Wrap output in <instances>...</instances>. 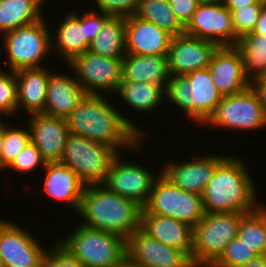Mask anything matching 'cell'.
Returning <instances> with one entry per match:
<instances>
[{"mask_svg": "<svg viewBox=\"0 0 266 267\" xmlns=\"http://www.w3.org/2000/svg\"><path fill=\"white\" fill-rule=\"evenodd\" d=\"M9 72V73H8ZM18 92L15 71L0 70V117L17 114ZM3 114V115H2ZM1 119V118H0Z\"/></svg>", "mask_w": 266, "mask_h": 267, "instance_id": "obj_34", "label": "cell"}, {"mask_svg": "<svg viewBox=\"0 0 266 267\" xmlns=\"http://www.w3.org/2000/svg\"><path fill=\"white\" fill-rule=\"evenodd\" d=\"M236 47L243 58L244 74L251 82L266 76V35H246Z\"/></svg>", "mask_w": 266, "mask_h": 267, "instance_id": "obj_31", "label": "cell"}, {"mask_svg": "<svg viewBox=\"0 0 266 267\" xmlns=\"http://www.w3.org/2000/svg\"><path fill=\"white\" fill-rule=\"evenodd\" d=\"M85 95V91L78 83L73 72H70V75H64V73L53 71L50 75L45 110L42 114L66 119Z\"/></svg>", "mask_w": 266, "mask_h": 267, "instance_id": "obj_22", "label": "cell"}, {"mask_svg": "<svg viewBox=\"0 0 266 267\" xmlns=\"http://www.w3.org/2000/svg\"><path fill=\"white\" fill-rule=\"evenodd\" d=\"M4 121L3 151L0 159V171L6 170L21 150L31 141L30 129L22 126H12Z\"/></svg>", "mask_w": 266, "mask_h": 267, "instance_id": "obj_33", "label": "cell"}, {"mask_svg": "<svg viewBox=\"0 0 266 267\" xmlns=\"http://www.w3.org/2000/svg\"><path fill=\"white\" fill-rule=\"evenodd\" d=\"M199 4H213L222 0H197Z\"/></svg>", "mask_w": 266, "mask_h": 267, "instance_id": "obj_49", "label": "cell"}, {"mask_svg": "<svg viewBox=\"0 0 266 267\" xmlns=\"http://www.w3.org/2000/svg\"><path fill=\"white\" fill-rule=\"evenodd\" d=\"M141 229L159 242L192 257L193 228L188 224L167 216L141 214Z\"/></svg>", "mask_w": 266, "mask_h": 267, "instance_id": "obj_23", "label": "cell"}, {"mask_svg": "<svg viewBox=\"0 0 266 267\" xmlns=\"http://www.w3.org/2000/svg\"><path fill=\"white\" fill-rule=\"evenodd\" d=\"M118 152L111 147L69 134L60 163L70 167L85 185L103 184Z\"/></svg>", "mask_w": 266, "mask_h": 267, "instance_id": "obj_7", "label": "cell"}, {"mask_svg": "<svg viewBox=\"0 0 266 267\" xmlns=\"http://www.w3.org/2000/svg\"><path fill=\"white\" fill-rule=\"evenodd\" d=\"M20 226L0 219L2 267H41L46 248Z\"/></svg>", "mask_w": 266, "mask_h": 267, "instance_id": "obj_12", "label": "cell"}, {"mask_svg": "<svg viewBox=\"0 0 266 267\" xmlns=\"http://www.w3.org/2000/svg\"><path fill=\"white\" fill-rule=\"evenodd\" d=\"M225 155L206 153L185 162L170 160L161 167L162 174L179 188L202 195L217 167L228 156Z\"/></svg>", "mask_w": 266, "mask_h": 267, "instance_id": "obj_15", "label": "cell"}, {"mask_svg": "<svg viewBox=\"0 0 266 267\" xmlns=\"http://www.w3.org/2000/svg\"><path fill=\"white\" fill-rule=\"evenodd\" d=\"M191 86L183 76H171L167 84L165 95L169 102H172L177 108L191 120Z\"/></svg>", "mask_w": 266, "mask_h": 267, "instance_id": "obj_37", "label": "cell"}, {"mask_svg": "<svg viewBox=\"0 0 266 267\" xmlns=\"http://www.w3.org/2000/svg\"><path fill=\"white\" fill-rule=\"evenodd\" d=\"M0 267H2L1 253H0Z\"/></svg>", "mask_w": 266, "mask_h": 267, "instance_id": "obj_50", "label": "cell"}, {"mask_svg": "<svg viewBox=\"0 0 266 267\" xmlns=\"http://www.w3.org/2000/svg\"><path fill=\"white\" fill-rule=\"evenodd\" d=\"M28 118L26 124L30 129L31 142L47 162H59L70 134L66 119L42 113L32 114Z\"/></svg>", "mask_w": 266, "mask_h": 267, "instance_id": "obj_18", "label": "cell"}, {"mask_svg": "<svg viewBox=\"0 0 266 267\" xmlns=\"http://www.w3.org/2000/svg\"><path fill=\"white\" fill-rule=\"evenodd\" d=\"M176 18L186 27L191 21L193 13L196 11L199 3L197 0H169Z\"/></svg>", "mask_w": 266, "mask_h": 267, "instance_id": "obj_41", "label": "cell"}, {"mask_svg": "<svg viewBox=\"0 0 266 267\" xmlns=\"http://www.w3.org/2000/svg\"><path fill=\"white\" fill-rule=\"evenodd\" d=\"M139 2L140 0H94L99 12L110 17L123 18L135 15Z\"/></svg>", "mask_w": 266, "mask_h": 267, "instance_id": "obj_40", "label": "cell"}, {"mask_svg": "<svg viewBox=\"0 0 266 267\" xmlns=\"http://www.w3.org/2000/svg\"><path fill=\"white\" fill-rule=\"evenodd\" d=\"M44 20L43 18L1 35L9 64L8 70L44 67V58H48V54L53 53L51 32Z\"/></svg>", "mask_w": 266, "mask_h": 267, "instance_id": "obj_6", "label": "cell"}, {"mask_svg": "<svg viewBox=\"0 0 266 267\" xmlns=\"http://www.w3.org/2000/svg\"><path fill=\"white\" fill-rule=\"evenodd\" d=\"M185 34L222 46H235V31L231 12L223 2L199 4Z\"/></svg>", "mask_w": 266, "mask_h": 267, "instance_id": "obj_14", "label": "cell"}, {"mask_svg": "<svg viewBox=\"0 0 266 267\" xmlns=\"http://www.w3.org/2000/svg\"><path fill=\"white\" fill-rule=\"evenodd\" d=\"M126 252L127 259L140 267H195L184 251L159 242L141 228L126 239Z\"/></svg>", "mask_w": 266, "mask_h": 267, "instance_id": "obj_13", "label": "cell"}, {"mask_svg": "<svg viewBox=\"0 0 266 267\" xmlns=\"http://www.w3.org/2000/svg\"><path fill=\"white\" fill-rule=\"evenodd\" d=\"M266 35V4L262 7L255 29L248 35Z\"/></svg>", "mask_w": 266, "mask_h": 267, "instance_id": "obj_45", "label": "cell"}, {"mask_svg": "<svg viewBox=\"0 0 266 267\" xmlns=\"http://www.w3.org/2000/svg\"><path fill=\"white\" fill-rule=\"evenodd\" d=\"M18 92V113L26 110L28 116L45 110L47 87L52 71L50 68H31L15 71ZM23 107V108H22Z\"/></svg>", "mask_w": 266, "mask_h": 267, "instance_id": "obj_25", "label": "cell"}, {"mask_svg": "<svg viewBox=\"0 0 266 267\" xmlns=\"http://www.w3.org/2000/svg\"><path fill=\"white\" fill-rule=\"evenodd\" d=\"M116 267H140L138 265L133 264L132 262H130L127 258L118 266Z\"/></svg>", "mask_w": 266, "mask_h": 267, "instance_id": "obj_48", "label": "cell"}, {"mask_svg": "<svg viewBox=\"0 0 266 267\" xmlns=\"http://www.w3.org/2000/svg\"><path fill=\"white\" fill-rule=\"evenodd\" d=\"M58 241L83 267H116L127 258L126 239L82 224Z\"/></svg>", "mask_w": 266, "mask_h": 267, "instance_id": "obj_4", "label": "cell"}, {"mask_svg": "<svg viewBox=\"0 0 266 267\" xmlns=\"http://www.w3.org/2000/svg\"><path fill=\"white\" fill-rule=\"evenodd\" d=\"M141 214L171 217L194 228L204 216L202 196L179 188L161 173Z\"/></svg>", "mask_w": 266, "mask_h": 267, "instance_id": "obj_8", "label": "cell"}, {"mask_svg": "<svg viewBox=\"0 0 266 267\" xmlns=\"http://www.w3.org/2000/svg\"><path fill=\"white\" fill-rule=\"evenodd\" d=\"M206 125L223 130H260L266 127V111L256 93L249 87L241 93L223 96L202 127Z\"/></svg>", "mask_w": 266, "mask_h": 267, "instance_id": "obj_9", "label": "cell"}, {"mask_svg": "<svg viewBox=\"0 0 266 267\" xmlns=\"http://www.w3.org/2000/svg\"><path fill=\"white\" fill-rule=\"evenodd\" d=\"M55 240L57 241L55 247L46 250L41 267H83L58 239Z\"/></svg>", "mask_w": 266, "mask_h": 267, "instance_id": "obj_39", "label": "cell"}, {"mask_svg": "<svg viewBox=\"0 0 266 267\" xmlns=\"http://www.w3.org/2000/svg\"><path fill=\"white\" fill-rule=\"evenodd\" d=\"M224 6L231 12L232 10L244 8L253 4H266V0H222Z\"/></svg>", "mask_w": 266, "mask_h": 267, "instance_id": "obj_44", "label": "cell"}, {"mask_svg": "<svg viewBox=\"0 0 266 267\" xmlns=\"http://www.w3.org/2000/svg\"><path fill=\"white\" fill-rule=\"evenodd\" d=\"M43 191L49 198L69 205L78 211L85 184L67 165L60 162H47L44 168Z\"/></svg>", "mask_w": 266, "mask_h": 267, "instance_id": "obj_20", "label": "cell"}, {"mask_svg": "<svg viewBox=\"0 0 266 267\" xmlns=\"http://www.w3.org/2000/svg\"><path fill=\"white\" fill-rule=\"evenodd\" d=\"M115 95L128 104L131 110H136L141 113L155 112L159 104L162 105L166 98L165 90L154 84L143 82L121 81Z\"/></svg>", "mask_w": 266, "mask_h": 267, "instance_id": "obj_28", "label": "cell"}, {"mask_svg": "<svg viewBox=\"0 0 266 267\" xmlns=\"http://www.w3.org/2000/svg\"><path fill=\"white\" fill-rule=\"evenodd\" d=\"M3 141H4V119H0V159L3 151Z\"/></svg>", "mask_w": 266, "mask_h": 267, "instance_id": "obj_47", "label": "cell"}, {"mask_svg": "<svg viewBox=\"0 0 266 267\" xmlns=\"http://www.w3.org/2000/svg\"><path fill=\"white\" fill-rule=\"evenodd\" d=\"M66 66L86 95L116 94L122 81V58L105 57L87 50Z\"/></svg>", "mask_w": 266, "mask_h": 267, "instance_id": "obj_10", "label": "cell"}, {"mask_svg": "<svg viewBox=\"0 0 266 267\" xmlns=\"http://www.w3.org/2000/svg\"><path fill=\"white\" fill-rule=\"evenodd\" d=\"M191 86V120L202 126L214 113L223 96L212 80L208 68L183 76Z\"/></svg>", "mask_w": 266, "mask_h": 267, "instance_id": "obj_26", "label": "cell"}, {"mask_svg": "<svg viewBox=\"0 0 266 267\" xmlns=\"http://www.w3.org/2000/svg\"><path fill=\"white\" fill-rule=\"evenodd\" d=\"M265 4H253L231 11L235 31V46L242 37L251 34L255 29L262 7Z\"/></svg>", "mask_w": 266, "mask_h": 267, "instance_id": "obj_36", "label": "cell"}, {"mask_svg": "<svg viewBox=\"0 0 266 267\" xmlns=\"http://www.w3.org/2000/svg\"><path fill=\"white\" fill-rule=\"evenodd\" d=\"M257 256L258 254L255 250L236 237L231 240L221 256L210 267H235L244 265Z\"/></svg>", "mask_w": 266, "mask_h": 267, "instance_id": "obj_35", "label": "cell"}, {"mask_svg": "<svg viewBox=\"0 0 266 267\" xmlns=\"http://www.w3.org/2000/svg\"><path fill=\"white\" fill-rule=\"evenodd\" d=\"M241 157L228 155L217 167L202 196L204 213L254 212L257 186Z\"/></svg>", "mask_w": 266, "mask_h": 267, "instance_id": "obj_2", "label": "cell"}, {"mask_svg": "<svg viewBox=\"0 0 266 267\" xmlns=\"http://www.w3.org/2000/svg\"><path fill=\"white\" fill-rule=\"evenodd\" d=\"M250 87L256 93L258 100L266 111V76L252 80Z\"/></svg>", "mask_w": 266, "mask_h": 267, "instance_id": "obj_43", "label": "cell"}, {"mask_svg": "<svg viewBox=\"0 0 266 267\" xmlns=\"http://www.w3.org/2000/svg\"><path fill=\"white\" fill-rule=\"evenodd\" d=\"M123 153L113 159L103 185L120 196L129 198L144 207L148 202L156 176L141 164L123 160ZM155 175V176H154Z\"/></svg>", "mask_w": 266, "mask_h": 267, "instance_id": "obj_11", "label": "cell"}, {"mask_svg": "<svg viewBox=\"0 0 266 267\" xmlns=\"http://www.w3.org/2000/svg\"><path fill=\"white\" fill-rule=\"evenodd\" d=\"M237 237L258 255H266V206L263 203L241 219Z\"/></svg>", "mask_w": 266, "mask_h": 267, "instance_id": "obj_32", "label": "cell"}, {"mask_svg": "<svg viewBox=\"0 0 266 267\" xmlns=\"http://www.w3.org/2000/svg\"><path fill=\"white\" fill-rule=\"evenodd\" d=\"M105 98V95H85L66 118L69 132L105 144L118 153L124 149L135 152L141 145L143 148L148 139L145 131Z\"/></svg>", "mask_w": 266, "mask_h": 267, "instance_id": "obj_1", "label": "cell"}, {"mask_svg": "<svg viewBox=\"0 0 266 267\" xmlns=\"http://www.w3.org/2000/svg\"><path fill=\"white\" fill-rule=\"evenodd\" d=\"M135 16L155 23L173 37L185 32V27L176 18L169 0H140Z\"/></svg>", "mask_w": 266, "mask_h": 267, "instance_id": "obj_30", "label": "cell"}, {"mask_svg": "<svg viewBox=\"0 0 266 267\" xmlns=\"http://www.w3.org/2000/svg\"><path fill=\"white\" fill-rule=\"evenodd\" d=\"M235 267H266V255H258L246 264Z\"/></svg>", "mask_w": 266, "mask_h": 267, "instance_id": "obj_46", "label": "cell"}, {"mask_svg": "<svg viewBox=\"0 0 266 267\" xmlns=\"http://www.w3.org/2000/svg\"><path fill=\"white\" fill-rule=\"evenodd\" d=\"M64 18L56 26L55 35L51 34V48L58 51L61 60L69 64L74 58L85 53L90 43L87 41L86 12L81 15L77 10L70 11Z\"/></svg>", "mask_w": 266, "mask_h": 267, "instance_id": "obj_21", "label": "cell"}, {"mask_svg": "<svg viewBox=\"0 0 266 267\" xmlns=\"http://www.w3.org/2000/svg\"><path fill=\"white\" fill-rule=\"evenodd\" d=\"M47 161L43 158L40 150L30 141L15 157L6 169H12L19 174L37 171L36 168H45Z\"/></svg>", "mask_w": 266, "mask_h": 267, "instance_id": "obj_38", "label": "cell"}, {"mask_svg": "<svg viewBox=\"0 0 266 267\" xmlns=\"http://www.w3.org/2000/svg\"><path fill=\"white\" fill-rule=\"evenodd\" d=\"M173 36L155 23L135 15L125 18L126 53L135 55H167Z\"/></svg>", "mask_w": 266, "mask_h": 267, "instance_id": "obj_19", "label": "cell"}, {"mask_svg": "<svg viewBox=\"0 0 266 267\" xmlns=\"http://www.w3.org/2000/svg\"><path fill=\"white\" fill-rule=\"evenodd\" d=\"M218 47L214 42L185 33L173 37L167 54L170 75L184 76L206 69Z\"/></svg>", "mask_w": 266, "mask_h": 267, "instance_id": "obj_16", "label": "cell"}, {"mask_svg": "<svg viewBox=\"0 0 266 267\" xmlns=\"http://www.w3.org/2000/svg\"><path fill=\"white\" fill-rule=\"evenodd\" d=\"M142 209L135 201L98 184L85 186L77 214L84 221L82 225L127 239L141 228Z\"/></svg>", "mask_w": 266, "mask_h": 267, "instance_id": "obj_3", "label": "cell"}, {"mask_svg": "<svg viewBox=\"0 0 266 267\" xmlns=\"http://www.w3.org/2000/svg\"><path fill=\"white\" fill-rule=\"evenodd\" d=\"M171 75L167 55H135L122 58V81L154 84L165 91Z\"/></svg>", "mask_w": 266, "mask_h": 267, "instance_id": "obj_24", "label": "cell"}, {"mask_svg": "<svg viewBox=\"0 0 266 267\" xmlns=\"http://www.w3.org/2000/svg\"><path fill=\"white\" fill-rule=\"evenodd\" d=\"M45 1L0 0V35L45 18L42 9Z\"/></svg>", "mask_w": 266, "mask_h": 267, "instance_id": "obj_27", "label": "cell"}, {"mask_svg": "<svg viewBox=\"0 0 266 267\" xmlns=\"http://www.w3.org/2000/svg\"><path fill=\"white\" fill-rule=\"evenodd\" d=\"M207 68L222 96L238 94L250 87L241 52L236 46L218 47Z\"/></svg>", "mask_w": 266, "mask_h": 267, "instance_id": "obj_17", "label": "cell"}, {"mask_svg": "<svg viewBox=\"0 0 266 267\" xmlns=\"http://www.w3.org/2000/svg\"><path fill=\"white\" fill-rule=\"evenodd\" d=\"M247 213H204L193 228L191 261L195 267H210L227 245L237 237L241 219Z\"/></svg>", "mask_w": 266, "mask_h": 267, "instance_id": "obj_5", "label": "cell"}, {"mask_svg": "<svg viewBox=\"0 0 266 267\" xmlns=\"http://www.w3.org/2000/svg\"><path fill=\"white\" fill-rule=\"evenodd\" d=\"M110 18L102 12H98L94 9L86 12V31L87 41L90 43L97 35L103 24Z\"/></svg>", "mask_w": 266, "mask_h": 267, "instance_id": "obj_42", "label": "cell"}, {"mask_svg": "<svg viewBox=\"0 0 266 267\" xmlns=\"http://www.w3.org/2000/svg\"><path fill=\"white\" fill-rule=\"evenodd\" d=\"M88 50L105 57L123 58L126 54L125 18L110 17L90 42Z\"/></svg>", "mask_w": 266, "mask_h": 267, "instance_id": "obj_29", "label": "cell"}]
</instances>
